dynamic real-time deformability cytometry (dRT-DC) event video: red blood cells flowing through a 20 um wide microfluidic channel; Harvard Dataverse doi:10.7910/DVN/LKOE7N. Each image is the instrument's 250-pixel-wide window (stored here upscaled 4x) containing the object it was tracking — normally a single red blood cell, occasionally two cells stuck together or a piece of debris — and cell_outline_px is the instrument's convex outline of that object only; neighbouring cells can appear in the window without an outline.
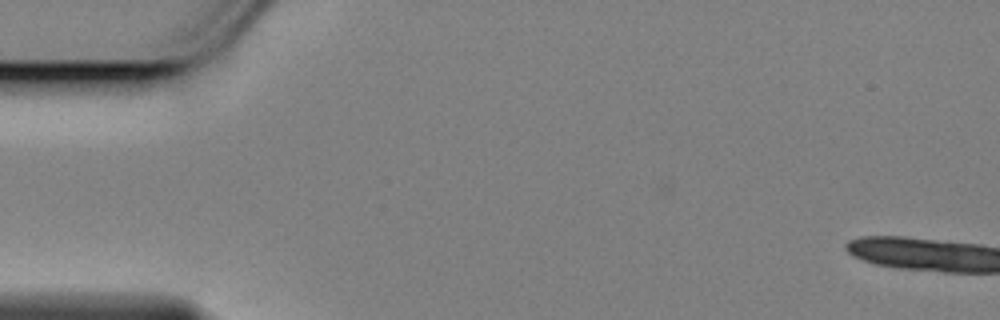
{"species": "Egyptian fruit bat (a non-hibernating species)", "species_latin": "Rousettus aegyptiacus", "temperature_condition": "cold", "stored_images_in_passage": 5, "camera_frame_rate_fps": 3000, "um_per_image_px": 0.085, "animal": {"sex": "female"}, "frame": {"image": 1, "passage_image": 1, "time_ms": 0.0, "image_size_px": [1000, 320], "cell_outline_px": [[956, 268], [948, 268], [900, 264], [876, 260], [888, 240], [904, 240], [936, 244], [948, 248]], "centroid_in_image_um": [77.9, 21.6], "position_along_channel_um": 7.1, "area_um2": 11.56}}